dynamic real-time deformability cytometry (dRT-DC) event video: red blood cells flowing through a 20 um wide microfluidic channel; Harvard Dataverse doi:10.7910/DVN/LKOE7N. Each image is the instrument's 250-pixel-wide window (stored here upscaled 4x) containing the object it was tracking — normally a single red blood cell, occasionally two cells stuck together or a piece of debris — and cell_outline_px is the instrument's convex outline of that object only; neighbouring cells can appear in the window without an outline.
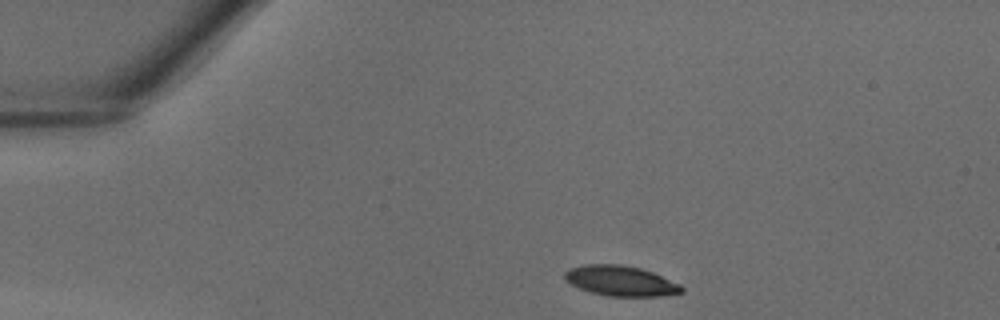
{"species": "common noctule bat (a hibernating species)", "species_latin": "Nyctalus noctula", "temperature_condition": "warm", "stored_images_in_passage": 33, "camera_frame_rate_fps": 3000, "um_per_image_px": 0.085, "animal": {"sex": "male", "body_mass_g": 18.8}, "frame": {"image": 1, "passage_image": 1, "time_ms": 0.0, "image_size_px": [1000, 320], "cell_outline_px": [[684, 292], [660, 296], [608, 296], [592, 292], [580, 288], [564, 280], [564, 272], [568, 268], [584, 264], [620, 264], [640, 268], [652, 272], [680, 284], [684, 288]], "centroid_in_image_um": [52.74, 23.86], "position_along_channel_um": 32.3, "area_um2": 20.58}}
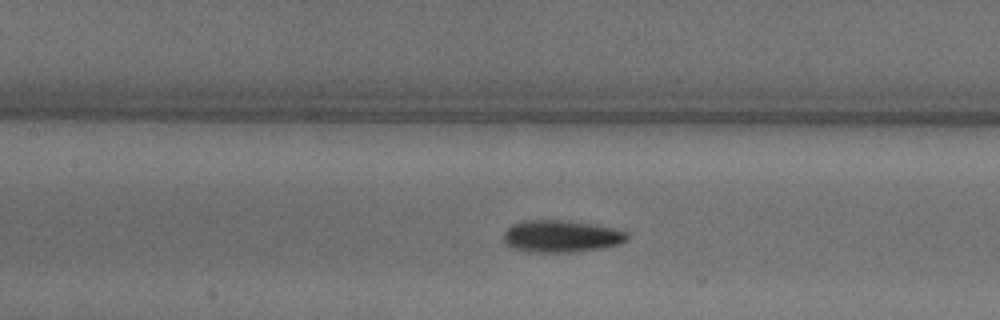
{"frame": {"image": 2, "passage_image": 12, "time_ms": 3.667, "image_size_px": [1000, 320], "cell_outline_px": [[628, 240], [620, 244], [600, 248], [568, 252], [536, 252], [512, 248], [504, 240], [504, 232], [512, 224], [524, 220], [568, 220], [592, 224], [612, 228], [628, 232]], "centroid_in_image_um": [47.72, 20.07], "position_along_channel_um": 159.7, "area_um2": 22.95}}
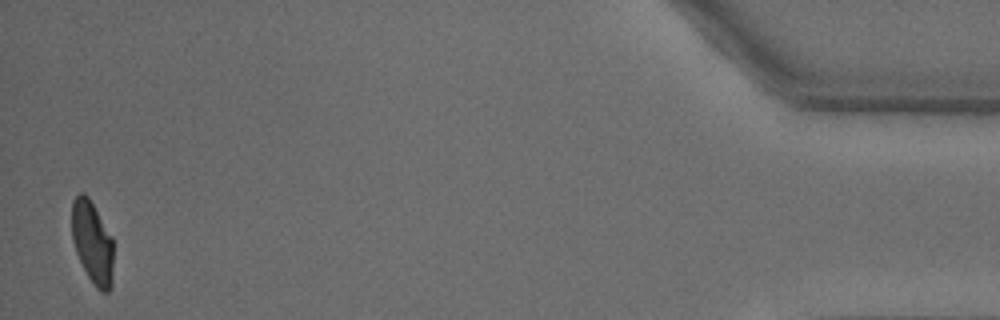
{"frame": {"image": 3, "passage_image": 33, "time_ms": 10.667, "image_size_px": [1000, 320], "cell_outline_px": [[112, 284], [108, 292], [100, 292], [96, 288], [88, 276], [76, 252], [72, 240], [72, 200], [80, 192], [84, 192], [88, 196], [112, 236]], "centroid_in_image_um": [7.84, 20.59], "position_along_channel_um": 427.4, "area_um2": 19.94}}